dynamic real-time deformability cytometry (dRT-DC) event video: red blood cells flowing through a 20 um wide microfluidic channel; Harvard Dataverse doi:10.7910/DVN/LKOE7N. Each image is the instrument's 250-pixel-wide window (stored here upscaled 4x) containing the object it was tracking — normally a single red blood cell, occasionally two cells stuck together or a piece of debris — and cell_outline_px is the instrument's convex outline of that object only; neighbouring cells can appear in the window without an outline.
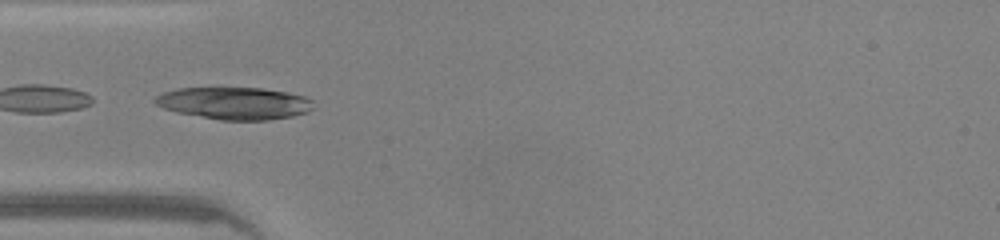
{"species": "common noctule bat (a hibernating species)", "species_latin": "Nyctalus noctula", "temperature_condition": "warm", "stored_images_in_passage": 31, "camera_frame_rate_fps": 3000, "um_per_image_px": 0.085, "animal": {"sex": "male", "body_mass_g": 20.0, "forearm_length_mm": 53.3}, "frame": {"image": 1, "passage_image": 14, "time_ms": 4.333, "image_size_px": [1000, 240], "cell_outline_px": [[312, 108], [308, 112], [292, 116], [268, 120], [220, 120], [176, 112], [164, 108], [156, 104], [152, 100], [156, 96], [164, 92], [176, 88], [264, 88], [288, 92], [304, 96], [312, 100]], "centroid_in_image_um": [19.92, 8.77], "position_along_channel_um": 65.1, "area_um2": 29.77}}
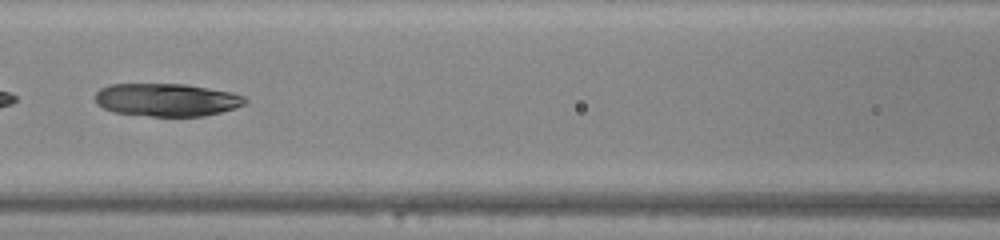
{"frame": {"image": 2, "passage_image": 20, "time_ms": 6.333, "image_size_px": [1000, 240], "cell_outline_px": [[248, 100], [244, 104], [220, 112], [204, 116], [148, 116], [112, 112], [96, 104], [96, 92], [100, 88], [108, 84], [184, 84], [232, 92], [244, 96]], "centroid_in_image_um": [14.13, 8.48], "position_along_channel_um": 152.5, "area_um2": 28.73}}